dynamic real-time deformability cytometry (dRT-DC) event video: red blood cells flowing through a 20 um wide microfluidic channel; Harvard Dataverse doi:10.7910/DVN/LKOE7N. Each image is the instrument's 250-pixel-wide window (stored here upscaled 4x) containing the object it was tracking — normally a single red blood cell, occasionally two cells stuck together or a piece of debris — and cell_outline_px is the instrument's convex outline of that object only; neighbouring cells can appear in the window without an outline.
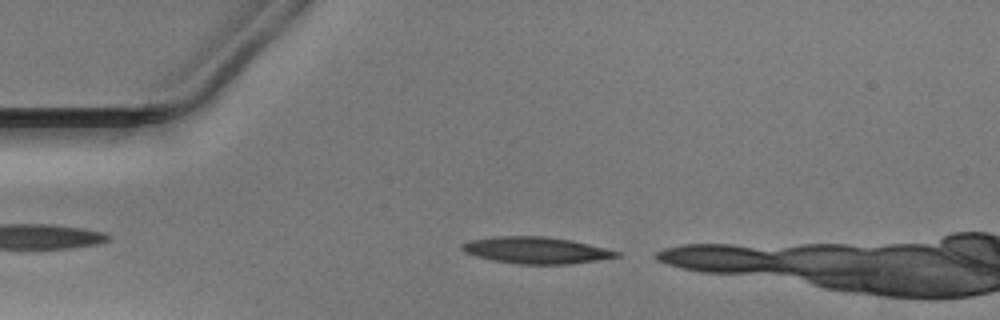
{"species": "Egyptian fruit bat (a non-hibernating species)", "species_latin": "Rousettus aegyptiacus", "temperature_condition": "warm", "stored_images_in_passage": 4, "camera_frame_rate_fps": 3000, "um_per_image_px": 0.085, "animal": {"sex": "male"}, "frame": {"image": 1, "passage_image": 1, "time_ms": 0.0, "image_size_px": [1000, 320], "cell_outline_px": [[620, 256], [572, 264], [516, 264], [492, 260], [476, 256], [464, 252], [460, 248], [460, 244], [472, 240], [500, 236], [548, 236], [572, 240], [620, 252]], "centroid_in_image_um": [45.55, 21.27], "position_along_channel_um": 39.5, "area_um2": 23.93}}